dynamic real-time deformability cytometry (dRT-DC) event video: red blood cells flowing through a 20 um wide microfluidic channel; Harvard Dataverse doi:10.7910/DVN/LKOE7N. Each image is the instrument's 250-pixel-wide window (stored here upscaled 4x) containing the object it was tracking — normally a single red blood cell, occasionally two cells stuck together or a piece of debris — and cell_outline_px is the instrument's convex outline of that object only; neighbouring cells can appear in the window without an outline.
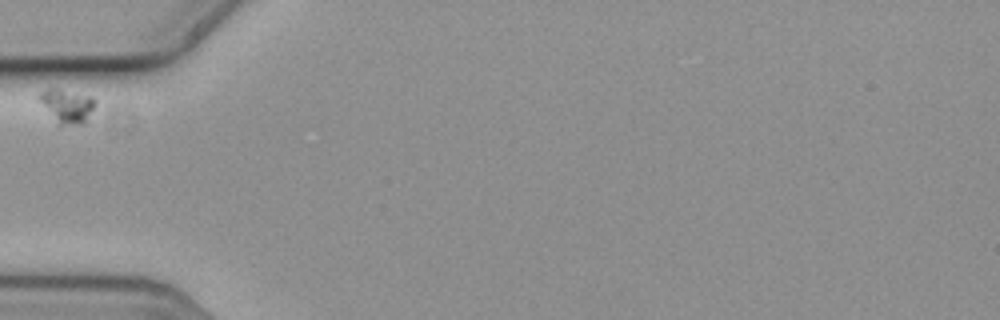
{"species": "common noctule bat (a hibernating species)", "species_latin": "Nyctalus noctula", "temperature_condition": "cold", "stored_images_in_passage": 3, "camera_frame_rate_fps": 3000, "um_per_image_px": 0.085, "animal": {"sex": "female", "body_mass_g": 19.3, "forearm_length_mm": 54.1}, "frame": {"image": 1, "passage_image": 1, "time_ms": 0.0, "image_size_px": [1000, 320], "cell_outline_px": [[96, 104], [84, 124], [56, 124], [36, 96], [40, 92], [48, 88], [56, 88], [92, 96], [96, 100]], "centroid_in_image_um": [5.68, 8.99], "position_along_channel_um": 79.3, "area_um2": 11.1}}
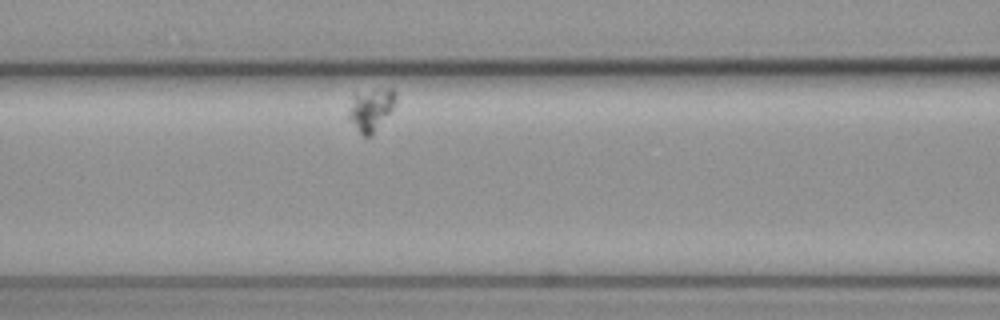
{"frame": {"image": 2, "passage_image": 3, "time_ms": 0.667, "image_size_px": [1000, 320], "cell_outline_px": [[396, 100], [392, 108], [372, 136], [364, 136], [348, 120], [348, 112], [352, 92], [388, 88], [392, 88], [396, 92]], "centroid_in_image_um": [31.49, 9.27], "position_along_channel_um": 135.1, "area_um2": 11.79}}